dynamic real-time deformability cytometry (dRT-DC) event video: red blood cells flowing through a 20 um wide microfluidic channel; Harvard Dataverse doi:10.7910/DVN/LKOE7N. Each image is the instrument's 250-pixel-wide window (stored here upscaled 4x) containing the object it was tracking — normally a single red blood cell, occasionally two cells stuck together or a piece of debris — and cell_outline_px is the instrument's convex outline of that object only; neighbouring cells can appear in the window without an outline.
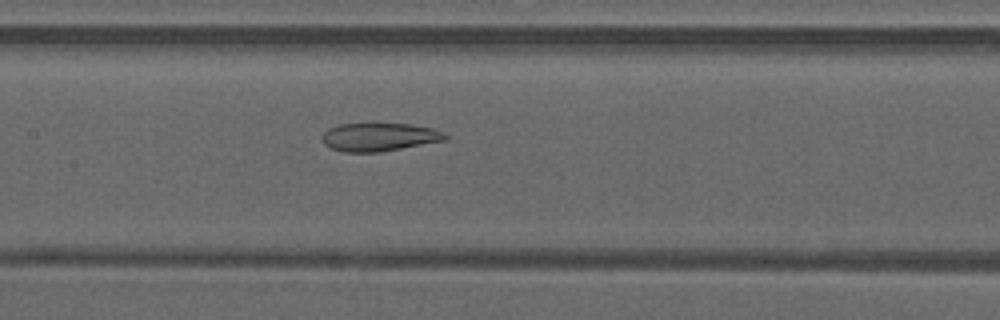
{"species": "common noctule bat (a hibernating species)", "species_latin": "Nyctalus noctula", "temperature_condition": "warm", "stored_images_in_passage": 49, "camera_frame_rate_fps": 3000, "um_per_image_px": 0.085, "animal": {"sex": "male", "forearm_length_mm": 52.5}, "frame": {"image": 1, "passage_image": 24, "time_ms": 7.667, "image_size_px": [1000, 320], "cell_outline_px": [[448, 140], [380, 152], [344, 152], [332, 148], [324, 144], [324, 132], [328, 128], [340, 124], [412, 124], [432, 128], [444, 132], [448, 136]], "centroid_in_image_um": [32.29, 11.65], "position_along_channel_um": 175.1, "area_um2": 20.17}}
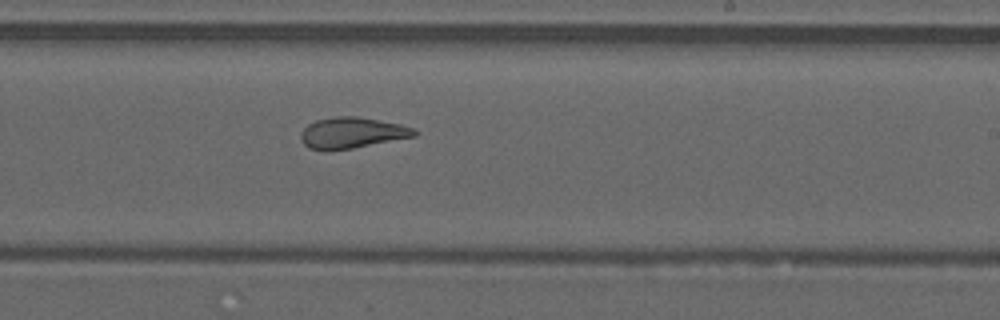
{"frame": {"image": 2, "passage_image": 30, "time_ms": 9.667, "image_size_px": [1000, 320], "cell_outline_px": [[420, 132], [416, 136], [352, 148], [328, 152], [308, 148], [300, 140], [300, 132], [308, 124], [316, 120], [336, 116], [356, 116], [400, 124], [416, 128]], "centroid_in_image_um": [29.9, 11.3], "position_along_channel_um": 259.1, "area_um2": 20.81}}
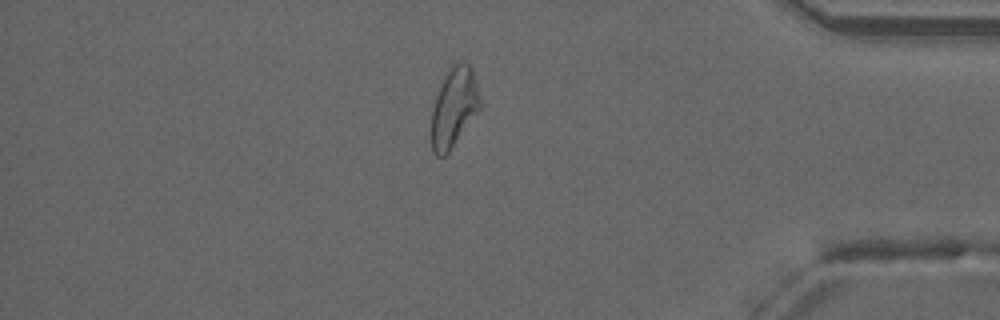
{"frame": {"image": 3, "passage_image": 42, "time_ms": 13.667, "image_size_px": [1000, 320], "cell_outline_px": [[480, 108], [448, 152], [444, 156], [436, 156], [432, 152], [432, 108], [444, 72], [456, 60], [464, 60], [472, 68], [480, 100]], "centroid_in_image_um": [38.57, 9.05], "position_along_channel_um": 396.6, "area_um2": 22.43}, "authors_computed_cell_mechanics": {"area_um2": 24.3916, "velocity_mm_per_s": 4.2108, "shape_relaxation_time_tau1_ms": null, "shape_relaxation_time_tau2_ms": 2.1433, "deformation_change_tau1": null, "deformation_change_tau2": 0.1098}}